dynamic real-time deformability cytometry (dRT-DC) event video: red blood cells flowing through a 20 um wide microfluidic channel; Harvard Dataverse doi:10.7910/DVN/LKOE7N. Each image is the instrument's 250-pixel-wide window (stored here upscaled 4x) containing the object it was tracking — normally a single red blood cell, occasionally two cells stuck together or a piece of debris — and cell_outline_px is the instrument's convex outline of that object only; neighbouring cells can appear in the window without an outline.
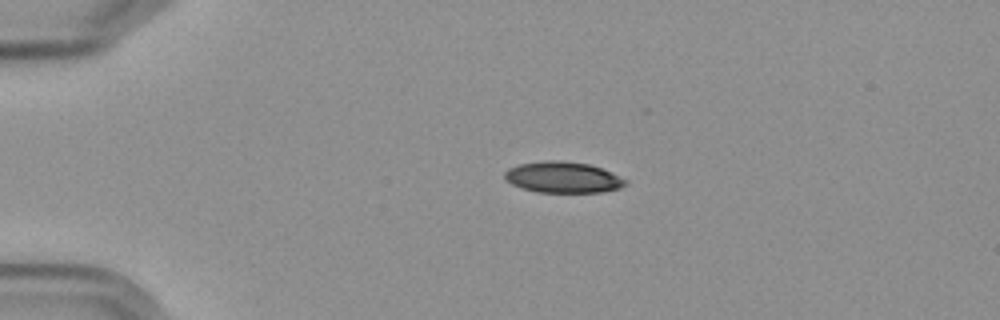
{"species": "Egyptian fruit bat (a non-hibernating species)", "species_latin": "Rousettus aegyptiacus", "temperature_condition": "cold", "stored_images_in_passage": 5, "camera_frame_rate_fps": 3000, "um_per_image_px": 0.085, "frame": {"image": 1, "passage_image": 3, "time_ms": 3.0, "image_size_px": [1000, 320], "cell_outline_px": [[628, 184], [620, 188], [604, 192], [536, 192], [512, 184], [504, 180], [504, 172], [508, 168], [520, 164], [548, 160], [556, 160], [588, 164], [612, 172], [628, 180]], "centroid_in_image_um": [47.87, 15.08], "position_along_channel_um": 37.1, "area_um2": 21.91}}
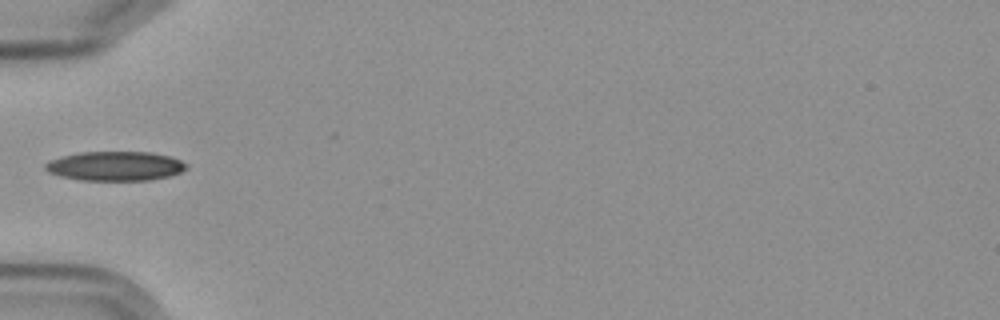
{"frame": {"image": 2, "passage_image": 5, "time_ms": 5.333, "image_size_px": [1000, 320], "cell_outline_px": [[188, 168], [180, 172], [168, 176], [152, 180], [80, 180], [60, 176], [48, 172], [44, 168], [44, 164], [48, 160], [60, 156], [80, 152], [152, 152], [168, 156], [180, 160], [188, 164]], "centroid_in_image_um": [9.76, 14.11], "position_along_channel_um": 75.2, "area_um2": 24.28}}